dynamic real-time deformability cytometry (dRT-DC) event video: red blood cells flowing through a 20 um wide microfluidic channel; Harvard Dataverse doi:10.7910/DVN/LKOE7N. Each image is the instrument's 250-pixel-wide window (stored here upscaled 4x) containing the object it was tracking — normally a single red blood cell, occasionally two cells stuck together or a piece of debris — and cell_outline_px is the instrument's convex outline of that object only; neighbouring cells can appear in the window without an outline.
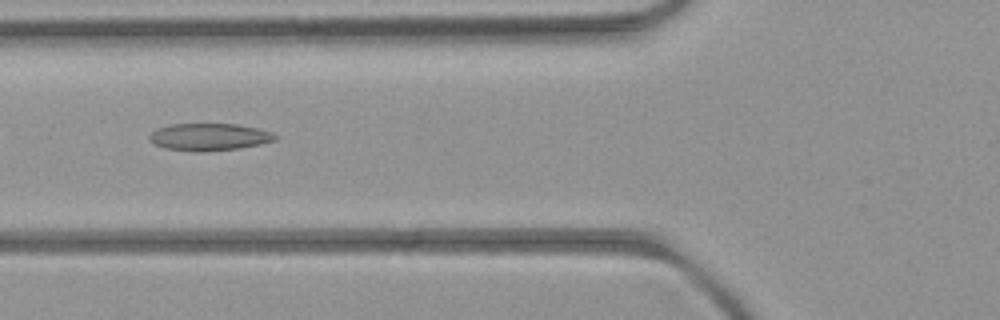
{"species": "common noctule bat (a hibernating species)", "species_latin": "Nyctalus noctula", "temperature_condition": "room temperature", "stored_images_in_passage": 6, "camera_frame_rate_fps": 3000, "um_per_image_px": 0.085, "animal": {"sex": "female", "body_mass_g": 21.9}, "frame": {"image": 1, "passage_image": 6, "time_ms": 6.0, "image_size_px": [1000, 320], "cell_outline_px": [[280, 136], [276, 140], [260, 144], [240, 148], [196, 152], [192, 152], [164, 148], [148, 140], [148, 136], [156, 128], [168, 124], [236, 124], [256, 128], [272, 132]], "centroid_in_image_um": [17.77, 11.64], "position_along_channel_um": 108.0, "area_um2": 20.11}}